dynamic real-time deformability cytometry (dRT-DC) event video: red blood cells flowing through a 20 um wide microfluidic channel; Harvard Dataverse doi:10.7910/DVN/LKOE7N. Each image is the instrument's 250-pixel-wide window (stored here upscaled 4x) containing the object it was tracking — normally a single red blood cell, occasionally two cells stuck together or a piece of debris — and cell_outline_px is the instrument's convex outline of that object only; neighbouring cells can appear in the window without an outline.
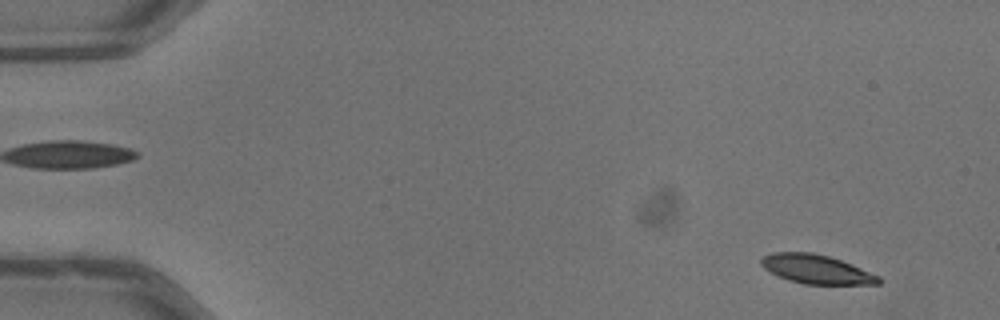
{"species": "common noctule bat (a hibernating species)", "species_latin": "Nyctalus noctula", "temperature_condition": "warm", "stored_images_in_passage": 20, "camera_frame_rate_fps": 3000, "um_per_image_px": 0.085, "animal": {"sex": "male", "body_mass_g": 13.3}, "frame": {"image": 1, "passage_image": 4, "time_ms": 1.0, "image_size_px": [1000, 320], "cell_outline_px": [[884, 280], [880, 284], [804, 284], [788, 280], [764, 268], [760, 264], [760, 260], [764, 256], [772, 252], [812, 252], [828, 256], [852, 264], [880, 276]], "centroid_in_image_um": [69.43, 22.88], "position_along_channel_um": 15.6, "area_um2": 19.83}}
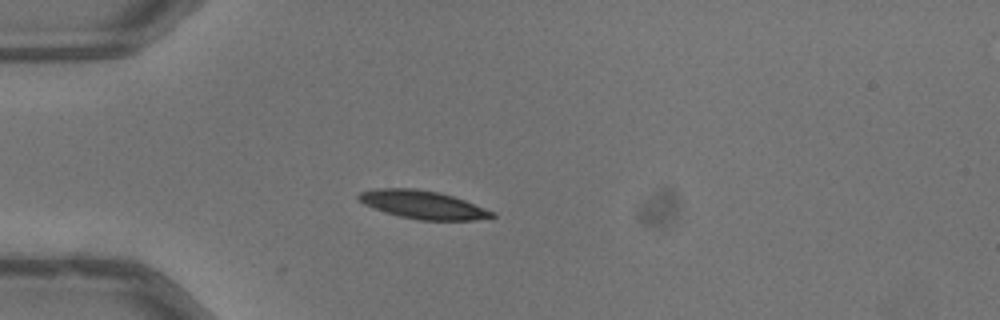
{"frame": {"image": 2, "passage_image": 15, "time_ms": 4.667, "image_size_px": [1000, 320], "cell_outline_px": [[496, 216], [472, 220], [416, 220], [384, 212], [364, 204], [356, 196], [360, 192], [376, 188], [416, 188], [440, 192], [464, 200], [496, 212]], "centroid_in_image_um": [35.93, 17.39], "position_along_channel_um": 49.1, "area_um2": 21.91}}
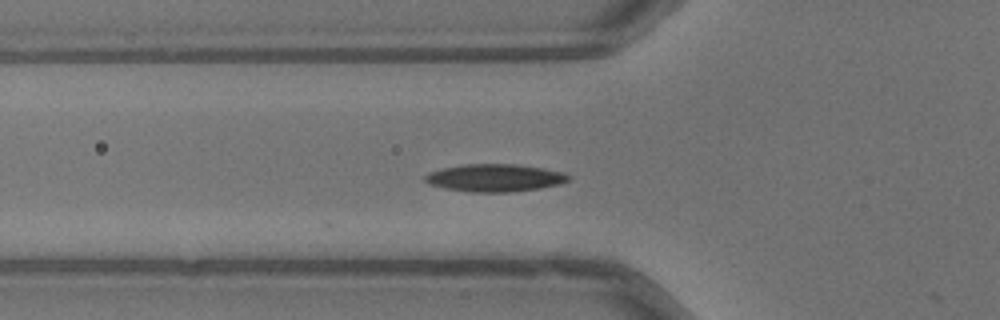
{"frame": {"image": 3, "passage_image": 19, "time_ms": 6.0, "image_size_px": [1000, 320], "cell_outline_px": [[572, 176], [568, 180], [560, 184], [540, 188], [512, 192], [472, 192], [444, 188], [428, 184], [424, 180], [424, 176], [428, 172], [444, 168], [464, 164], [516, 164], [564, 172]], "centroid_in_image_um": [42.05, 15.12], "position_along_channel_um": 83.8, "area_um2": 23.06}}